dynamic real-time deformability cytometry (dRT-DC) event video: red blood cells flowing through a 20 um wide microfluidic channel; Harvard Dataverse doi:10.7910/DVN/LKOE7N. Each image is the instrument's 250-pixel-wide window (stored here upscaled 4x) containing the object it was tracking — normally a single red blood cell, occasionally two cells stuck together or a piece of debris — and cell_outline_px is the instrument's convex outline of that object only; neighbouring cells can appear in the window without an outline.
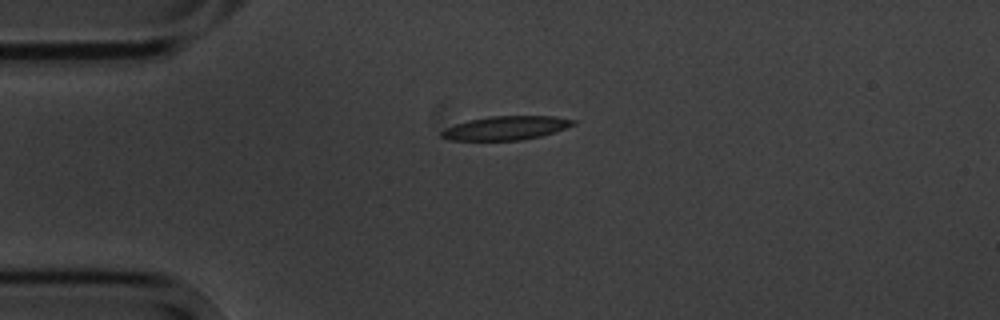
{"species": "common noctule bat (a hibernating species)", "species_latin": "Nyctalus noctula", "temperature_condition": "cold", "stored_images_in_passage": 2, "camera_frame_rate_fps": 3000, "um_per_image_px": 0.085, "animal": {"sex": "male", "body_mass_g": 20.1, "forearm_length_mm": 53.5}, "frame": {"image": 1, "passage_image": 1, "time_ms": 0.0, "image_size_px": [1000, 320], "cell_outline_px": [[580, 120], [576, 124], [540, 136], [520, 140], [448, 140], [440, 136], [440, 132], [444, 128], [468, 120], [488, 116], [556, 116]], "centroid_in_image_um": [43.0, 10.87], "position_along_channel_um": 42.0, "area_um2": 18.32}}